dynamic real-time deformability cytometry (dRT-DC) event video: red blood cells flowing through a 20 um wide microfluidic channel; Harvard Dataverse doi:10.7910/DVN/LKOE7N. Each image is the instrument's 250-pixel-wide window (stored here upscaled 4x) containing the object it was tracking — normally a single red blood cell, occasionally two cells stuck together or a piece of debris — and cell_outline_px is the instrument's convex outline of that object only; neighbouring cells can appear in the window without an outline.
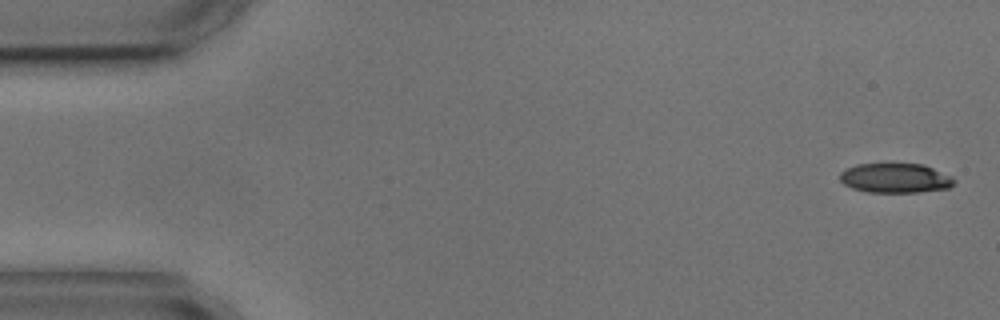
{"species": "common noctule bat (a hibernating species)", "species_latin": "Nyctalus noctula", "temperature_condition": "cold", "stored_images_in_passage": 8, "camera_frame_rate_fps": 3000, "um_per_image_px": 0.085, "animal": {"sex": "male", "body_mass_g": 17.9, "forearm_length_mm": 54.2}, "frame": {"image": 1, "passage_image": 1, "time_ms": 0.0, "image_size_px": [1000, 320], "cell_outline_px": [[956, 184], [948, 188], [916, 192], [868, 192], [852, 188], [844, 184], [840, 180], [840, 172], [856, 164], [924, 164], [952, 176], [956, 180]], "centroid_in_image_um": [76.13, 15.14], "position_along_channel_um": 8.9, "area_um2": 19.71}}
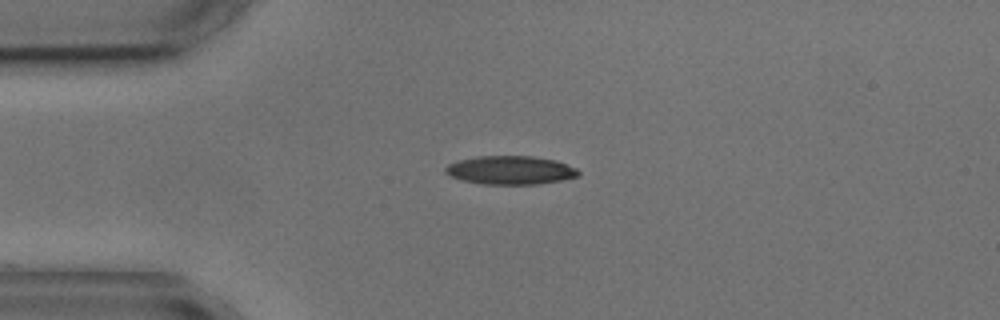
{"frame": {"image": 2, "passage_image": 4, "time_ms": 3.667, "image_size_px": [1000, 320], "cell_outline_px": [[580, 176], [560, 180], [536, 184], [480, 184], [464, 180], [452, 176], [444, 172], [444, 168], [448, 164], [456, 160], [476, 156], [532, 156], [556, 160], [576, 168], [580, 172]], "centroid_in_image_um": [43.37, 14.45], "position_along_channel_um": 41.6, "area_um2": 22.14}}